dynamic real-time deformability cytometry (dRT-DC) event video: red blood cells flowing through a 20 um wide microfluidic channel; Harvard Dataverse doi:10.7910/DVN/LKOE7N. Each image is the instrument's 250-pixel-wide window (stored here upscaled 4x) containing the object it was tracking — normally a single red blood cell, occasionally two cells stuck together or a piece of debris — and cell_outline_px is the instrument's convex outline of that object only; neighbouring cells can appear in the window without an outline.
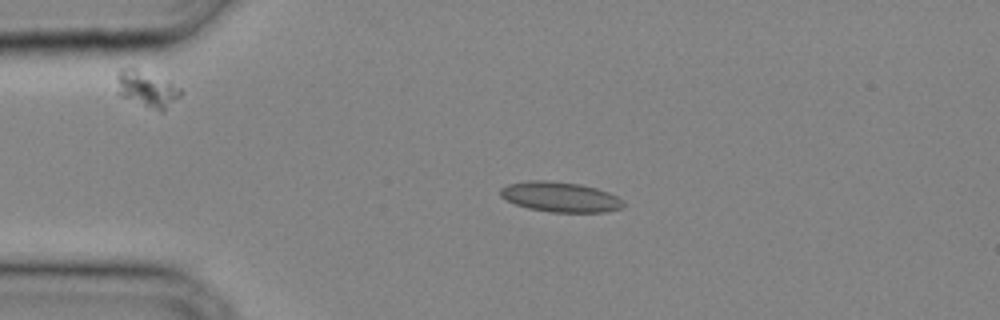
{"species": "common noctule bat (a hibernating species)", "species_latin": "Nyctalus noctula", "temperature_condition": "cold", "stored_images_in_passage": 27, "camera_frame_rate_fps": 3000, "um_per_image_px": 0.085, "animal": {"sex": "male", "body_mass_g": 20.4}, "frame": {"image": 1, "passage_image": 2, "time_ms": 0.333, "image_size_px": [1000, 320], "cell_outline_px": [[624, 204], [620, 208], [604, 212], [552, 212], [528, 208], [516, 204], [500, 196], [500, 188], [508, 184], [528, 180], [544, 180], [580, 184], [596, 188], [608, 192], [624, 200]], "centroid_in_image_um": [47.61, 16.73], "position_along_channel_um": 37.4, "area_um2": 21.44}}
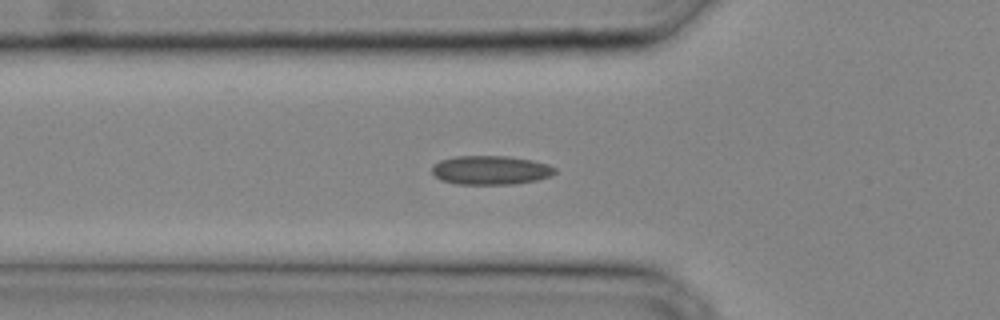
{"frame": {"image": 2, "passage_image": 6, "time_ms": 1.667, "image_size_px": [1000, 320], "cell_outline_px": [[556, 172], [548, 176], [536, 180], [516, 184], [456, 184], [440, 180], [432, 172], [432, 164], [440, 160], [456, 156], [508, 156], [532, 160], [548, 164], [556, 168]], "centroid_in_image_um": [41.68, 14.46], "position_along_channel_um": 84.1, "area_um2": 20.81}}
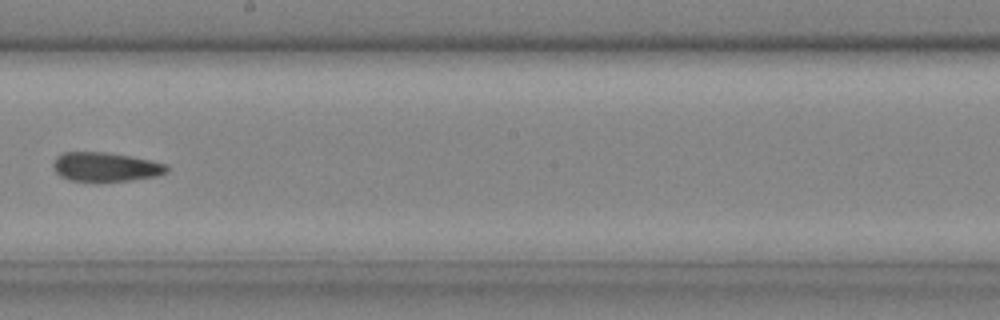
{"frame": {"image": 3, "passage_image": 14, "time_ms": 4.333, "image_size_px": [1000, 320], "cell_outline_px": [[168, 172], [156, 176], [128, 180], [72, 180], [60, 176], [52, 168], [52, 164], [56, 156], [64, 152], [104, 152], [152, 160], [168, 164]], "centroid_in_image_um": [8.97, 14.16], "position_along_channel_um": 239.2, "area_um2": 19.02}}